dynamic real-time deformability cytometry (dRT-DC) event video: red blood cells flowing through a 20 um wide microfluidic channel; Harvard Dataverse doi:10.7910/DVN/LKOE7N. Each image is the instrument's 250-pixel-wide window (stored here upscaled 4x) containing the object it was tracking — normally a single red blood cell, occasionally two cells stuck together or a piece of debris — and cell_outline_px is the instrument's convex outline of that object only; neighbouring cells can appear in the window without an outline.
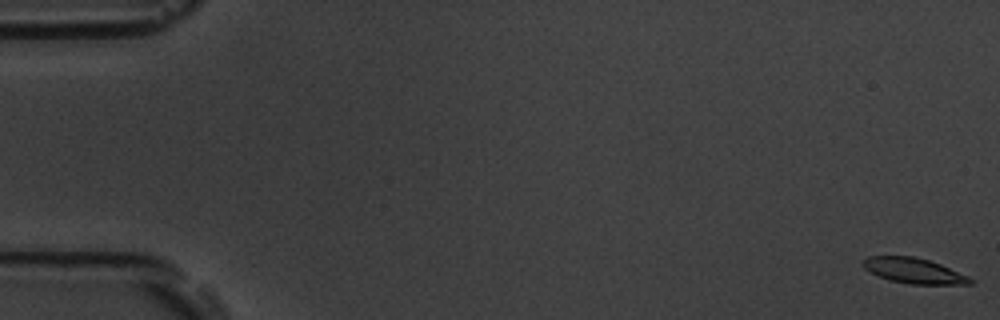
{"species": "common noctule bat (a hibernating species)", "species_latin": "Nyctalus noctula", "temperature_condition": "room temperature", "stored_images_in_passage": 57, "camera_frame_rate_fps": 3000, "um_per_image_px": 0.085, "animal": {"sex": "male", "body_mass_g": 19.5, "forearm_length_mm": 54.6}, "frame": {"image": 1, "passage_image": 1, "time_ms": 0.0, "image_size_px": [1000, 320], "cell_outline_px": [[972, 284], [908, 284], [888, 280], [864, 268], [860, 264], [860, 260], [868, 256], [912, 256], [928, 260], [940, 264], [968, 276], [972, 280]], "centroid_in_image_um": [77.62, 23.0], "position_along_channel_um": 7.4, "area_um2": 15.78}}
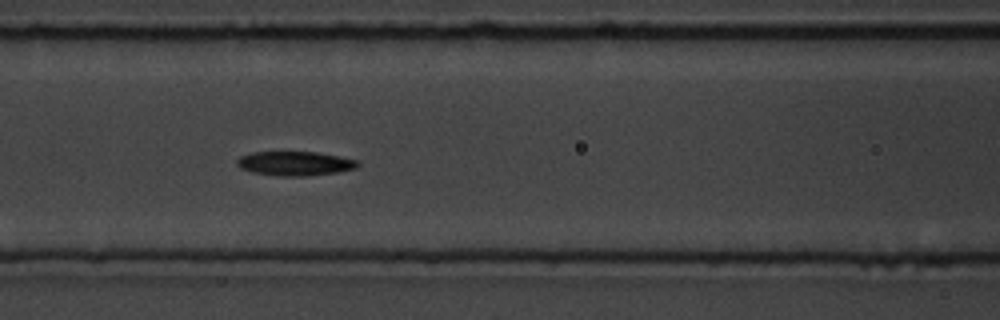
{"frame": {"image": 2, "passage_image": 25, "time_ms": 8.0, "image_size_px": [1000, 320], "cell_outline_px": [[360, 164], [356, 168], [336, 172], [308, 176], [280, 176], [252, 172], [240, 168], [236, 164], [236, 160], [240, 156], [252, 152], [316, 152], [360, 160]], "centroid_in_image_um": [25.07, 13.89], "position_along_channel_um": 141.5, "area_um2": 17.11}}
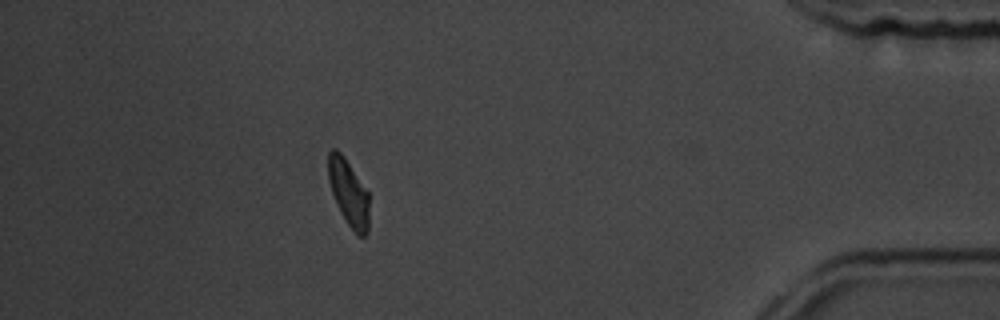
{"frame": {"image": 3, "passage_image": 51, "time_ms": 16.667, "image_size_px": [1000, 320], "cell_outline_px": [[368, 232], [364, 236], [360, 236], [348, 224], [340, 212], [332, 192], [328, 180], [328, 152], [332, 148], [336, 148], [344, 156], [368, 192]], "centroid_in_image_um": [29.61, 16.34], "position_along_channel_um": 405.6, "area_um2": 15.61}, "authors_computed_cell_mechanics": {"area_um2": 16.8198, "velocity_mm_per_s": 3.6039, "shape_relaxation_time_tau1_ms": 4.6672, "shape_relaxation_time_tau2_ms": 6.6873, "deformation_change_tau1": 0.1324, "deformation_change_tau2": 0.1268}}